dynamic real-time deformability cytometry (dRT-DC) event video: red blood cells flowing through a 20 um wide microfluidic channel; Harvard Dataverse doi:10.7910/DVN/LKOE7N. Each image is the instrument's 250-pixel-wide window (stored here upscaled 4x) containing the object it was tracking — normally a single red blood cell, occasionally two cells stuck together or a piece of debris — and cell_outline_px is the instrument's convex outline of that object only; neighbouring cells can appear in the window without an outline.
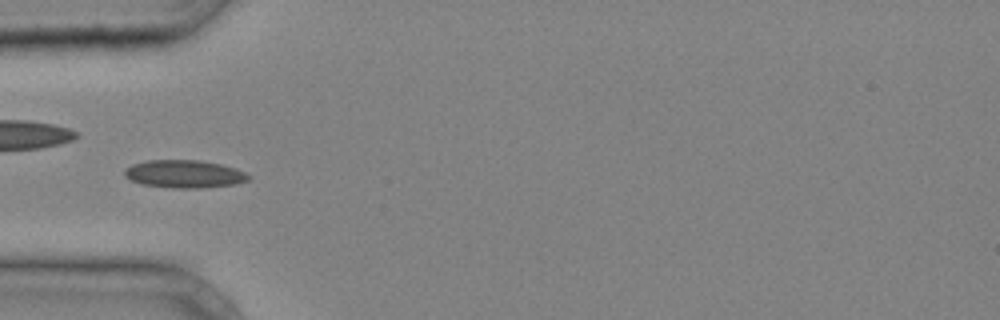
{"species": "common noctule bat (a hibernating species)", "species_latin": "Nyctalus noctula", "temperature_condition": "cold", "stored_images_in_passage": 39, "camera_frame_rate_fps": 3000, "um_per_image_px": 0.085, "animal": {"sex": "male", "body_mass_g": 20.4}, "frame": {"image": 1, "passage_image": 12, "time_ms": 3.667, "image_size_px": [1000, 320], "cell_outline_px": [[252, 176], [248, 180], [236, 184], [200, 188], [172, 188], [140, 184], [124, 176], [124, 172], [132, 164], [148, 160], [200, 160], [220, 164], [236, 168]], "centroid_in_image_um": [15.69, 14.79], "position_along_channel_um": 69.3, "area_um2": 20.11}}